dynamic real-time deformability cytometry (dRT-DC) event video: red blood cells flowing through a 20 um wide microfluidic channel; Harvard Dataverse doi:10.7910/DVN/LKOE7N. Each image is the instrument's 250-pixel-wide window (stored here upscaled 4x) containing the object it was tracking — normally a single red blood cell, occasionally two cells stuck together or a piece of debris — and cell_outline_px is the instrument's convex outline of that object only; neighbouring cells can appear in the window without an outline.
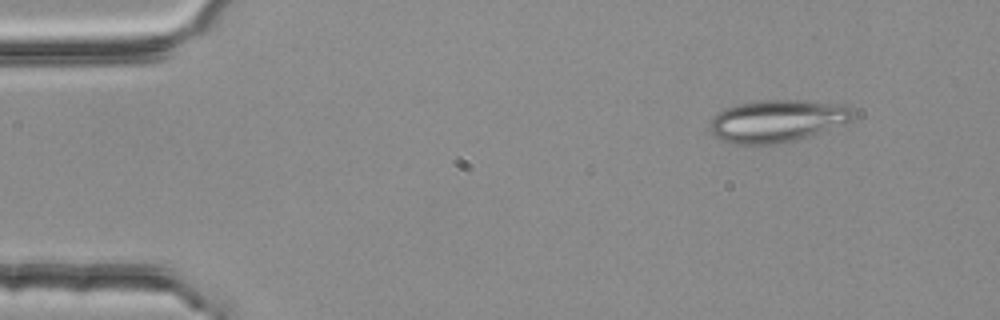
{"species": "common noctule bat (a hibernating species)", "species_latin": "Nyctalus noctula", "temperature_condition": "room temperature", "stored_images_in_passage": 5, "camera_frame_rate_fps": 3000, "um_per_image_px": 0.085, "animal": {"sex": "female", "body_mass_g": 25.1}, "frame": {"image": 1, "passage_image": 2, "time_ms": 0.333, "image_size_px": [1000, 320], "cell_outline_px": [[856, 116], [852, 120], [808, 136], [796, 140], [772, 144], [740, 144], [724, 140], [716, 136], [708, 128], [708, 124], [712, 116], [724, 108], [740, 104], [760, 100], [800, 100], [836, 104], [852, 108], [856, 112]], "centroid_in_image_um": [66.04, 10.27], "position_along_channel_um": 19.0, "area_um2": 34.97}}